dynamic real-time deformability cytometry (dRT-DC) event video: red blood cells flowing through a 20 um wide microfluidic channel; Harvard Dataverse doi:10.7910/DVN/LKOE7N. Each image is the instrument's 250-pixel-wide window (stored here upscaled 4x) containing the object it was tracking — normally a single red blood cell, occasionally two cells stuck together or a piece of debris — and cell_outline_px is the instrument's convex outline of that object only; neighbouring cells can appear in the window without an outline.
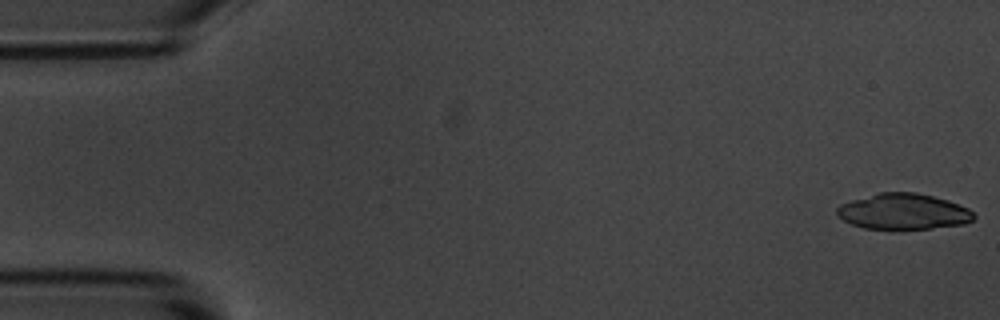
{"species": "common noctule bat (a hibernating species)", "species_latin": "Nyctalus noctula", "temperature_condition": "room temperature", "stored_images_in_passage": 5, "camera_frame_rate_fps": 3000, "um_per_image_px": 0.085, "animal": {"sex": "male", "body_mass_g": 20.1, "forearm_length_mm": 53.5}, "frame": {"image": 1, "passage_image": 1, "time_ms": 0.0, "image_size_px": [1000, 320], "cell_outline_px": [[976, 216], [972, 220], [964, 224], [904, 232], [892, 232], [864, 228], [852, 224], [836, 216], [836, 208], [840, 204], [852, 200], [880, 192], [916, 192], [948, 200], [968, 208]], "centroid_in_image_um": [76.76, 18.03], "position_along_channel_um": 8.2, "area_um2": 29.54}}